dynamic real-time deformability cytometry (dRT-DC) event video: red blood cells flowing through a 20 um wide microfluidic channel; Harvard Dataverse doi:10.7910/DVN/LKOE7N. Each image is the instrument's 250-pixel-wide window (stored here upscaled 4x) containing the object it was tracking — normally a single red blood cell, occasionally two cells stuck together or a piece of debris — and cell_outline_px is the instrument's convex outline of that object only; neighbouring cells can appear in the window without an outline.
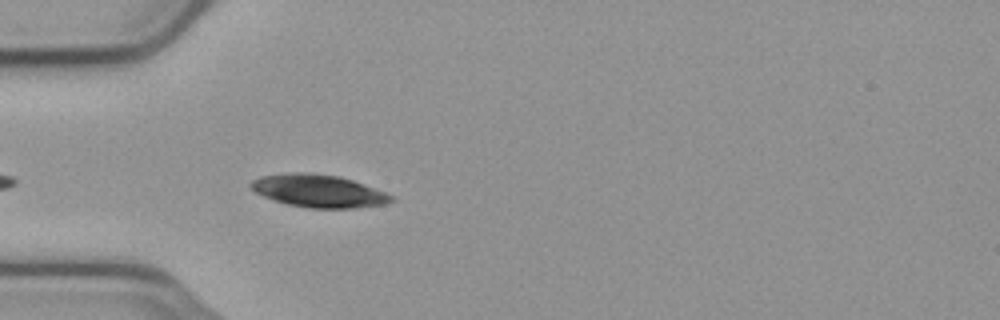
{"species": "common noctule bat (a hibernating species)", "species_latin": "Nyctalus noctula", "temperature_condition": "cold", "stored_images_in_passage": 37, "camera_frame_rate_fps": 3000, "um_per_image_px": 0.085, "animal": {"sex": "male", "body_mass_g": 23.1, "forearm_length_mm": 52.7}, "frame": {"image": 1, "passage_image": 4, "time_ms": 1.0, "image_size_px": [1000, 320], "cell_outline_px": [[396, 200], [384, 204], [356, 208], [308, 208], [288, 204], [264, 196], [256, 192], [248, 184], [252, 180], [260, 176], [292, 172], [312, 172], [340, 176], [352, 180], [384, 192], [392, 196]], "centroid_in_image_um": [27.07, 16.22], "position_along_channel_um": 57.9, "area_um2": 26.65}}
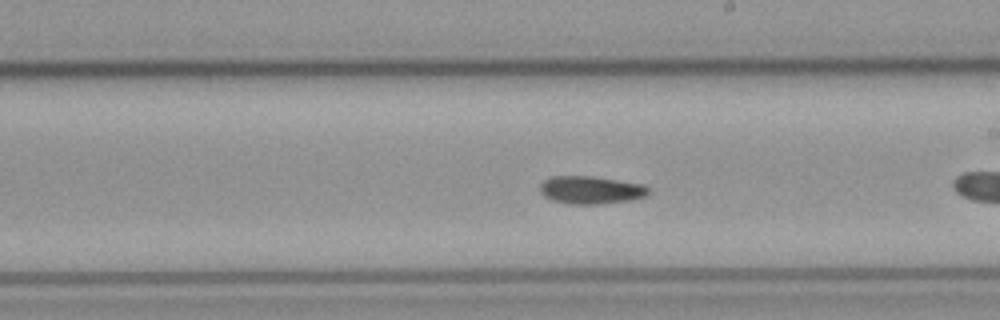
{"frame": {"image": 2, "passage_image": 16, "time_ms": 5.0, "image_size_px": [1000, 320], "cell_outline_px": [[652, 192], [648, 196], [632, 200], [600, 204], [568, 204], [552, 200], [544, 196], [540, 192], [540, 184], [544, 180], [552, 176], [596, 176], [644, 184]], "centroid_in_image_um": [50.27, 16.15], "position_along_channel_um": 238.7, "area_um2": 17.98}}
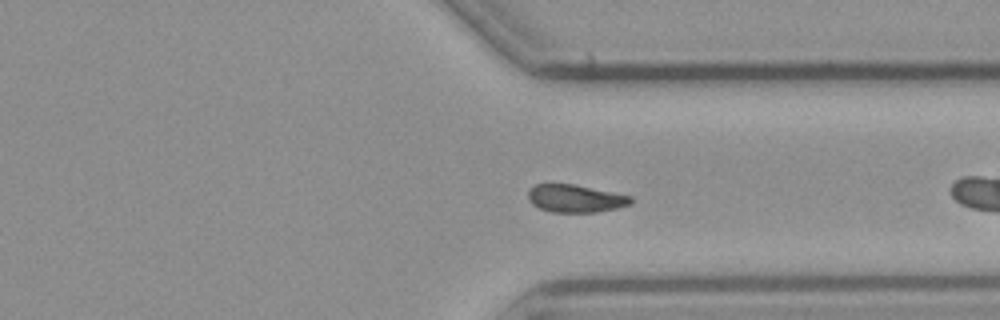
{"frame": {"image": 3, "passage_image": 26, "time_ms": 8.333, "image_size_px": [1000, 320], "cell_outline_px": [[632, 204], [616, 208], [596, 212], [552, 212], [540, 208], [532, 204], [528, 200], [528, 192], [536, 184], [576, 184], [632, 196]], "centroid_in_image_um": [48.93, 16.87], "position_along_channel_um": 362.5, "area_um2": 16.59}, "authors_computed_cell_mechanics": {"area_um2": 17.34, "velocity_mm_per_s": 3.7145, "shape_relaxation_time_tau1_ms": 5.5504, "shape_relaxation_time_tau2_ms": 5.5042, "deformation_change_tau1": 0.1042, "deformation_change_tau2": 0.1036}}